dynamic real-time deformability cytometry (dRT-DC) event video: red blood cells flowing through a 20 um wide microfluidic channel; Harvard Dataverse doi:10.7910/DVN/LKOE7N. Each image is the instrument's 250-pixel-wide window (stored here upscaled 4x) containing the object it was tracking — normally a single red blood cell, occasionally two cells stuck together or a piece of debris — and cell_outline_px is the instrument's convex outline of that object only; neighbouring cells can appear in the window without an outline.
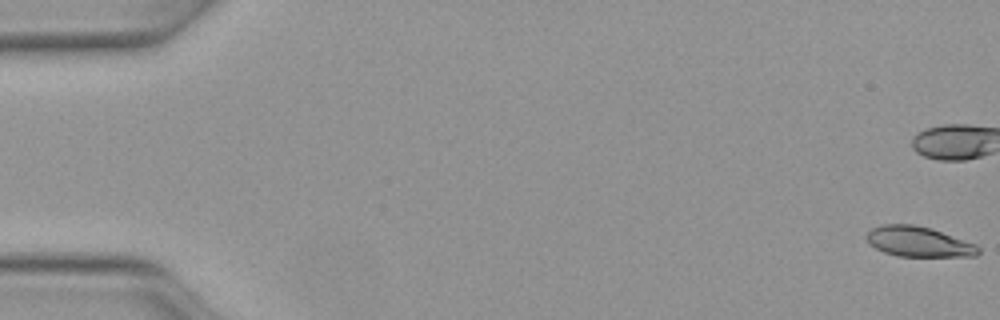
{"species": "Egyptian fruit bat (a non-hibernating species)", "species_latin": "Rousettus aegyptiacus", "temperature_condition": "warm", "stored_images_in_passage": 51, "camera_frame_rate_fps": 3000, "um_per_image_px": 0.085, "animal": {"sex": "female"}, "frame": {"image": 1, "passage_image": 1, "time_ms": 0.0, "image_size_px": [1000, 320], "cell_outline_px": [[980, 252], [976, 256], [900, 256], [884, 252], [868, 244], [864, 236], [872, 228], [880, 224], [912, 224], [928, 228], [976, 244], [980, 248]], "centroid_in_image_um": [78.03, 20.54], "position_along_channel_um": 7.0, "area_um2": 19.54}, "authors_computed_cell_mechanics": {"area_um2": 20.6346, "velocity_mm_per_s": 4.0999, "shape_relaxation_time_tau1_ms": 6.9239, "shape_relaxation_time_tau2_ms": 2.0909, "deformation_change_tau1": 0.219, "deformation_change_tau2": 0.0843}}